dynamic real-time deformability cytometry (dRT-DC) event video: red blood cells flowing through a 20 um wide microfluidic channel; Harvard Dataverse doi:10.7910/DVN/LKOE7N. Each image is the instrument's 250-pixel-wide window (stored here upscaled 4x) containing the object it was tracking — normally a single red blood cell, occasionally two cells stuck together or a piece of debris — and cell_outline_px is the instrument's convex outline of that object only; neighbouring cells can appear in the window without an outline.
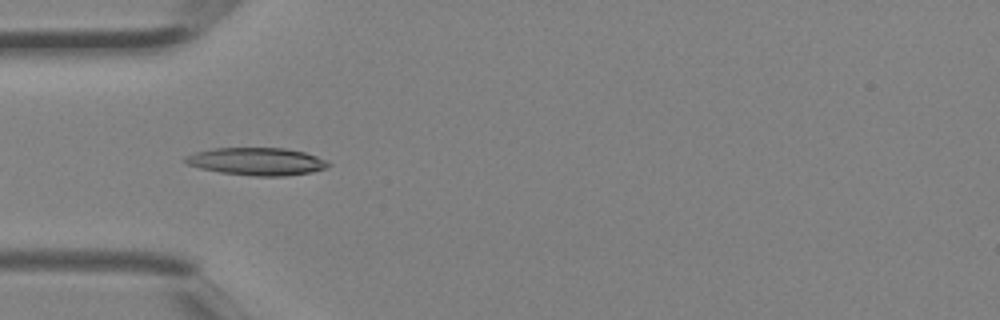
{"species": "Egyptian fruit bat (a non-hibernating species)", "species_latin": "Rousettus aegyptiacus", "temperature_condition": "room temperature", "stored_images_in_passage": 5, "camera_frame_rate_fps": 3000, "um_per_image_px": 0.085, "animal": {"sex": "female"}, "frame": {"image": 1, "passage_image": 4, "time_ms": 1.0, "image_size_px": [1000, 320], "cell_outline_px": [[332, 164], [324, 168], [312, 172], [288, 176], [252, 176], [220, 172], [200, 168], [188, 164], [184, 160], [184, 156], [196, 152], [212, 148], [284, 148], [304, 152], [316, 156]], "centroid_in_image_um": [21.82, 13.72], "position_along_channel_um": 63.2, "area_um2": 22.95}}
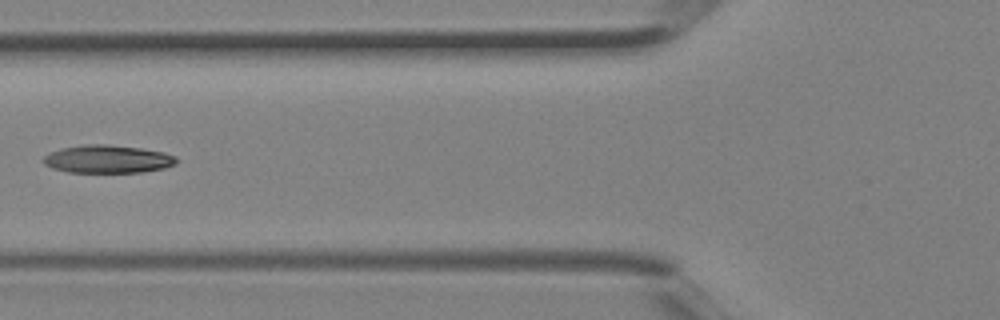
{"frame": {"image": 2, "passage_image": 5, "time_ms": 1.333, "image_size_px": [1000, 320], "cell_outline_px": [[180, 160], [176, 164], [164, 168], [140, 172], [68, 172], [52, 168], [44, 164], [40, 160], [44, 156], [60, 148], [84, 144], [104, 144], [140, 148], [164, 152], [176, 156]], "centroid_in_image_um": [9.15, 13.52], "position_along_channel_um": 116.6, "area_um2": 21.79}}